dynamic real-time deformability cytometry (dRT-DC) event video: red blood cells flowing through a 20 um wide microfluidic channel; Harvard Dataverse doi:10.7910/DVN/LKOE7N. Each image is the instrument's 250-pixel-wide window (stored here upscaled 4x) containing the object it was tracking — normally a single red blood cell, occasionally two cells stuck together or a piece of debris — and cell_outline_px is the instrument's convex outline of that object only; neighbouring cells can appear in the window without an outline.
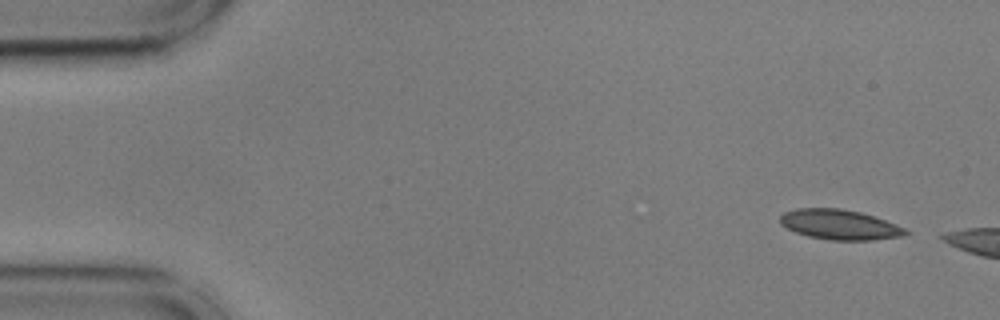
{"species": "common noctule bat (a hibernating species)", "species_latin": "Nyctalus noctula", "temperature_condition": "cold", "stored_images_in_passage": 6, "camera_frame_rate_fps": 3000, "um_per_image_px": 0.085, "animal": {"sex": "male", "body_mass_g": 17.9, "forearm_length_mm": 54.2}, "frame": {"image": 1, "passage_image": 1, "time_ms": 0.0, "image_size_px": [1000, 320], "cell_outline_px": [[912, 232], [900, 236], [872, 240], [832, 240], [808, 236], [796, 232], [780, 224], [780, 216], [784, 212], [796, 208], [840, 208], [860, 212], [896, 224]], "centroid_in_image_um": [71.35, 19.09], "position_along_channel_um": 13.6, "area_um2": 21.79}}